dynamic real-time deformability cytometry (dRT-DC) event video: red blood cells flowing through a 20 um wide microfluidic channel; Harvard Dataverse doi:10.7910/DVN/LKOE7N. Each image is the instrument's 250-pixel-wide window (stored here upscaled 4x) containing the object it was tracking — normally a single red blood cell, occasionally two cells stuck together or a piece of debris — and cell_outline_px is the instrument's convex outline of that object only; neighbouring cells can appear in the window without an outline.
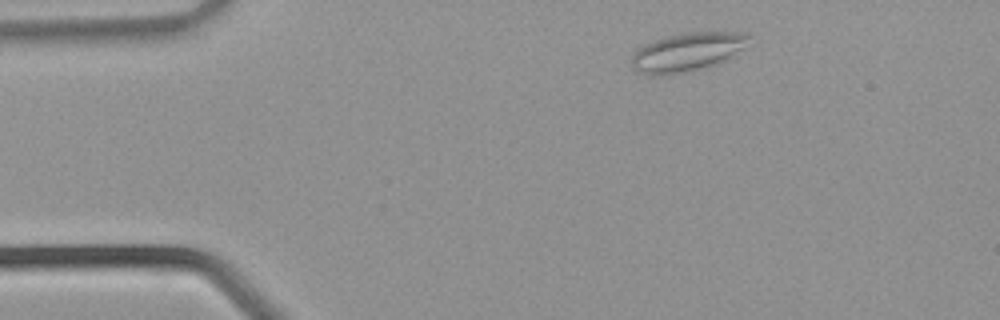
{"species": "common noctule bat (a hibernating species)", "species_latin": "Nyctalus noctula", "temperature_condition": "warm", "stored_images_in_passage": 30, "camera_frame_rate_fps": 3000, "um_per_image_px": 0.085, "animal": {"sex": "male", "body_mass_g": 21.5, "forearm_length_mm": 52.0}, "frame": {"image": 1, "passage_image": 1, "time_ms": 0.0, "image_size_px": [1000, 320], "cell_outline_px": [[748, 36], [744, 48], [704, 68], [692, 72], [660, 76], [648, 76], [636, 72], [632, 68], [632, 56], [644, 44], [652, 40], [664, 36], [684, 32], [744, 32]], "centroid_in_image_um": [58.3, 4.44], "position_along_channel_um": 26.7, "area_um2": 26.36}}
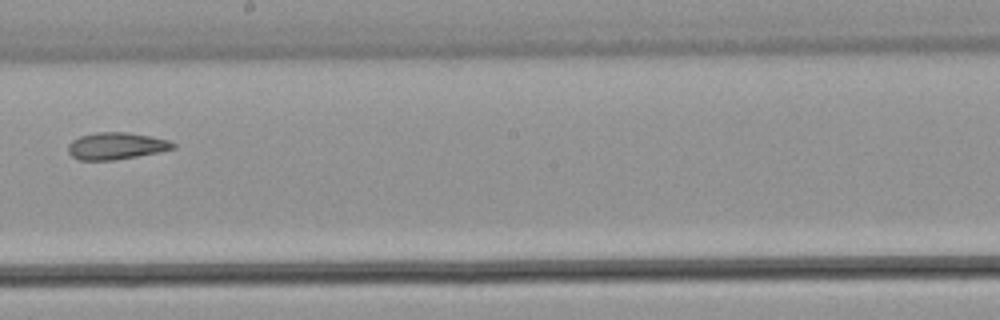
{"frame": {"image": 2, "passage_image": 15, "time_ms": 4.667, "image_size_px": [1000, 320], "cell_outline_px": [[176, 148], [160, 152], [112, 160], [80, 160], [72, 156], [68, 152], [68, 144], [72, 140], [80, 136], [96, 132], [128, 132], [168, 140], [176, 144]], "centroid_in_image_um": [9.87, 12.4], "position_along_channel_um": 238.3, "area_um2": 16.42}}
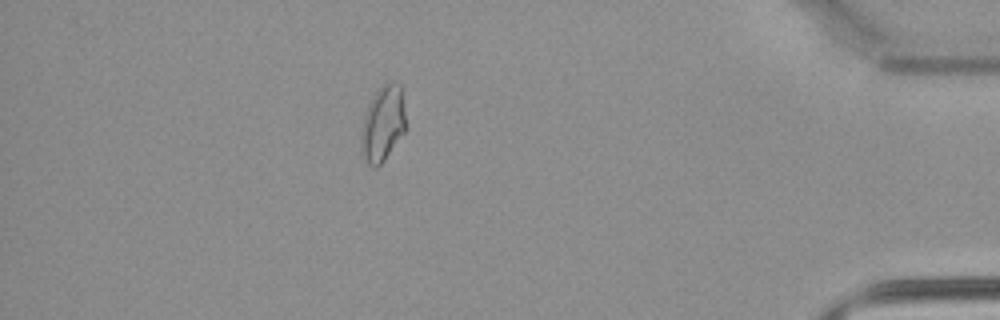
{"frame": {"image": 3, "passage_image": 26, "time_ms": 8.333, "image_size_px": [1000, 320], "cell_outline_px": [[404, 132], [384, 160], [376, 168], [372, 168], [368, 164], [364, 156], [360, 144], [364, 116], [368, 104], [376, 92], [384, 84], [392, 80], [400, 84], [404, 112]], "centroid_in_image_um": [32.53, 10.51], "position_along_channel_um": 402.7, "area_um2": 19.19}}